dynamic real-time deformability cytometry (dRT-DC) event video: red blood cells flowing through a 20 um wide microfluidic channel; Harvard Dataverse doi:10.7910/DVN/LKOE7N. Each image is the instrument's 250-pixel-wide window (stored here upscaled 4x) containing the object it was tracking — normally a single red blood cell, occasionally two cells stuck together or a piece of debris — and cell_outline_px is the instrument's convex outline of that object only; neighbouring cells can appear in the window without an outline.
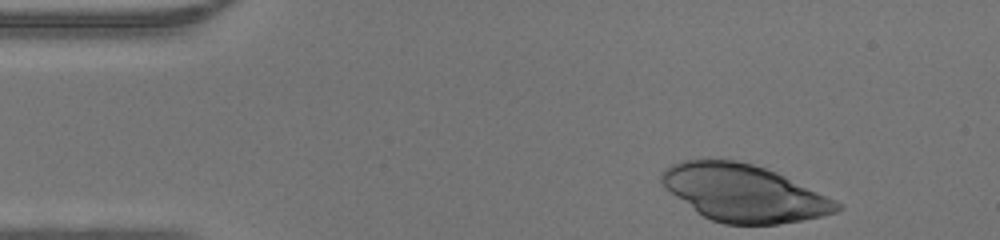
{"species": "human", "species_latin": "Homo sapiens", "temperature_condition": "warm", "stored_images_in_passage": 33, "camera_frame_rate_fps": 3000, "um_per_image_px": 0.085, "donor": {"sex": "male"}, "frame": {"image": 1, "passage_image": 1, "time_ms": 0.0, "image_size_px": [1000, 240], "cell_outline_px": [[844, 208], [836, 212], [820, 216], [800, 220], [776, 224], [724, 224], [712, 220], [704, 216], [664, 188], [660, 180], [660, 176], [664, 168], [680, 160], [736, 160], [752, 164], [776, 172], [836, 200]], "centroid_in_image_um": [63.21, 16.4], "position_along_channel_um": 21.8, "area_um2": 57.63}}